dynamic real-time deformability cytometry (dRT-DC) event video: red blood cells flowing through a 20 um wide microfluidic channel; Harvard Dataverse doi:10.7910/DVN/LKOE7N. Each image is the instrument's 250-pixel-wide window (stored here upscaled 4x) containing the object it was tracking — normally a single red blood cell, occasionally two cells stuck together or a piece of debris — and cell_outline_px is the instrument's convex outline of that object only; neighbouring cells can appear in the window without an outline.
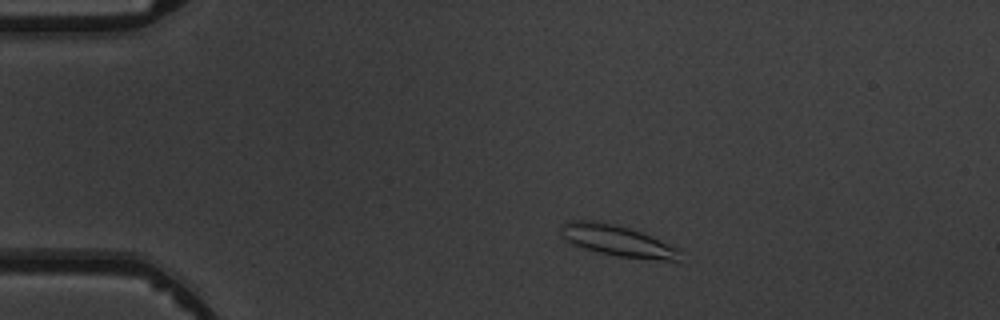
{"species": "common noctule bat (a hibernating species)", "species_latin": "Nyctalus noctula", "temperature_condition": "warm", "stored_images_in_passage": 8, "camera_frame_rate_fps": 3000, "um_per_image_px": 0.085, "animal": {"sex": "male", "body_mass_g": 19.5, "forearm_length_mm": 54.6}, "frame": {"image": 1, "passage_image": 2, "time_ms": 1.0, "image_size_px": [1000, 320], "cell_outline_px": [[680, 252], [676, 260], [664, 260], [620, 256], [600, 252], [584, 248], [572, 244], [560, 236], [560, 228], [568, 220], [588, 220], [612, 224], [628, 228], [640, 232], [680, 248]], "centroid_in_image_um": [52.42, 20.45], "position_along_channel_um": 32.6, "area_um2": 21.04}}
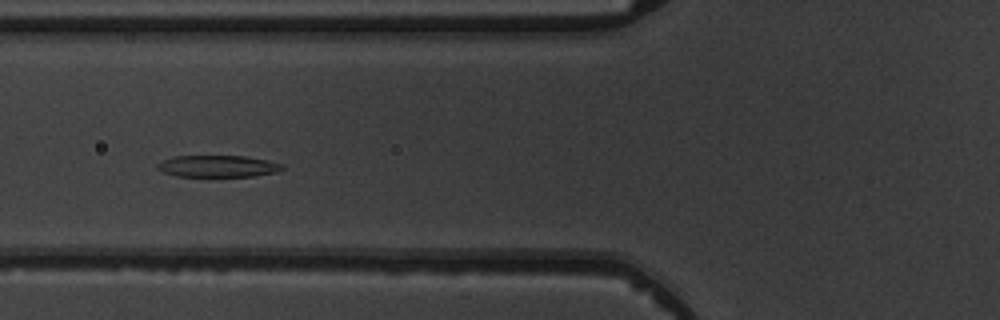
{"frame": {"image": 2, "passage_image": 5, "time_ms": 4.333, "image_size_px": [1000, 320], "cell_outline_px": [[284, 168], [276, 172], [256, 176], [176, 176], [164, 172], [156, 168], [156, 164], [172, 156], [248, 156], [268, 160], [284, 164]], "centroid_in_image_um": [18.54, 14.12], "position_along_channel_um": 107.3, "area_um2": 15.9}}
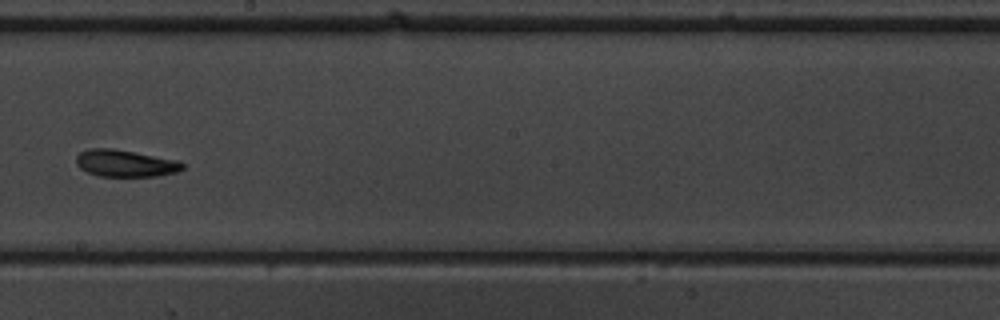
{"frame": {"image": 3, "passage_image": 8, "time_ms": 7.667, "image_size_px": [1000, 320], "cell_outline_px": [[184, 168], [176, 172], [156, 176], [100, 176], [88, 172], [80, 168], [76, 164], [76, 156], [80, 152], [88, 148], [112, 148], [180, 160], [184, 164]], "centroid_in_image_um": [10.65, 13.87], "position_along_channel_um": 237.5, "area_um2": 16.76}}